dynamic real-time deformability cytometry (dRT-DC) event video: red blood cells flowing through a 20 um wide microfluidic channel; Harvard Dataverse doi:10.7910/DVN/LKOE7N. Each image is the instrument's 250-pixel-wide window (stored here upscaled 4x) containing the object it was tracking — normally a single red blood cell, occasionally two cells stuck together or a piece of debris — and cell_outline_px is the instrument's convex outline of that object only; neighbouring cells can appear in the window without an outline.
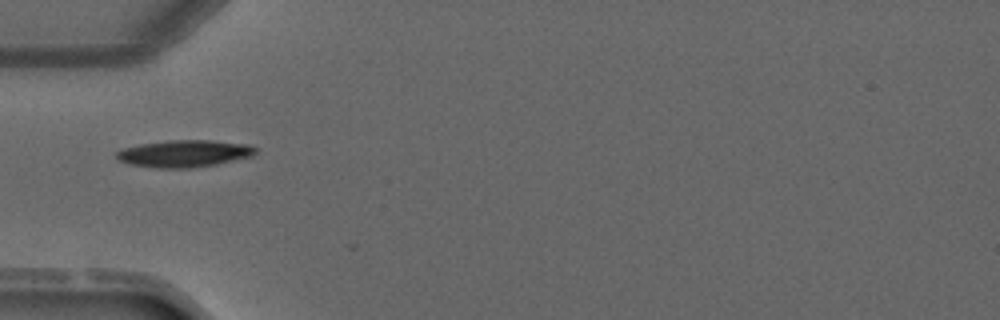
{"species": "common noctule bat (a hibernating species)", "species_latin": "Nyctalus noctula", "temperature_condition": "warm", "stored_images_in_passage": 1, "camera_frame_rate_fps": 3000, "um_per_image_px": 0.085, "animal": {"sex": "male", "forearm_length_mm": 52.5}, "frame": {"image": 1, "passage_image": 1, "time_ms": 0.0, "image_size_px": [1000, 320], "cell_outline_px": [[256, 152], [252, 156], [216, 164], [192, 168], [156, 168], [128, 164], [120, 160], [116, 156], [116, 152], [124, 148], [140, 144], [168, 140], [212, 140], [248, 144], [256, 148]], "centroid_in_image_um": [15.66, 13.05], "position_along_channel_um": 69.3, "area_um2": 21.91}}